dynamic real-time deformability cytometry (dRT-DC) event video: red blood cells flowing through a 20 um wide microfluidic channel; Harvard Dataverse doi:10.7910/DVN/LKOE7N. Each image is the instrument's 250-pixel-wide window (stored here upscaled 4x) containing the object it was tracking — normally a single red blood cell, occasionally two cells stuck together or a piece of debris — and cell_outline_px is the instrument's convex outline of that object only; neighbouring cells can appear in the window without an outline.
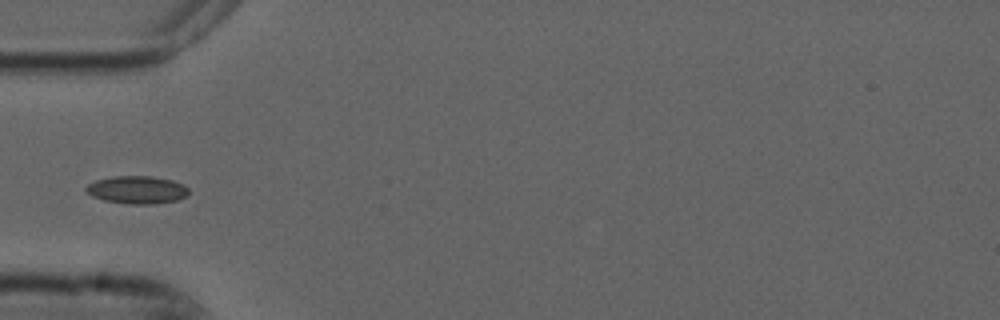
{"species": "common noctule bat (a hibernating species)", "species_latin": "Nyctalus noctula", "temperature_condition": "cold", "stored_images_in_passage": 8, "camera_frame_rate_fps": 3000, "um_per_image_px": 0.085, "animal": {"sex": "male", "forearm_length_mm": 52.5}, "frame": {"image": 1, "passage_image": 5, "time_ms": 1.333, "image_size_px": [1000, 320], "cell_outline_px": [[188, 196], [176, 200], [156, 204], [132, 204], [104, 200], [92, 196], [84, 188], [88, 184], [96, 180], [112, 176], [152, 176], [172, 180], [184, 184], [188, 188]], "centroid_in_image_um": [11.67, 16.13], "position_along_channel_um": 73.3, "area_um2": 16.65}}
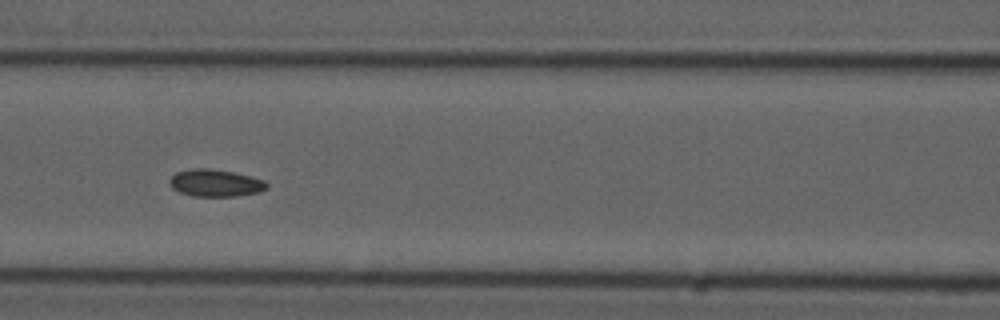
{"frame": {"image": 2, "passage_image": 7, "time_ms": 2.0, "image_size_px": [1000, 320], "cell_outline_px": [[268, 188], [260, 192], [236, 196], [192, 196], [180, 192], [172, 188], [168, 184], [168, 180], [176, 172], [192, 168], [212, 168], [252, 176], [264, 180], [268, 184]], "centroid_in_image_um": [18.3, 15.55], "position_along_channel_um": 148.3, "area_um2": 15.61}}
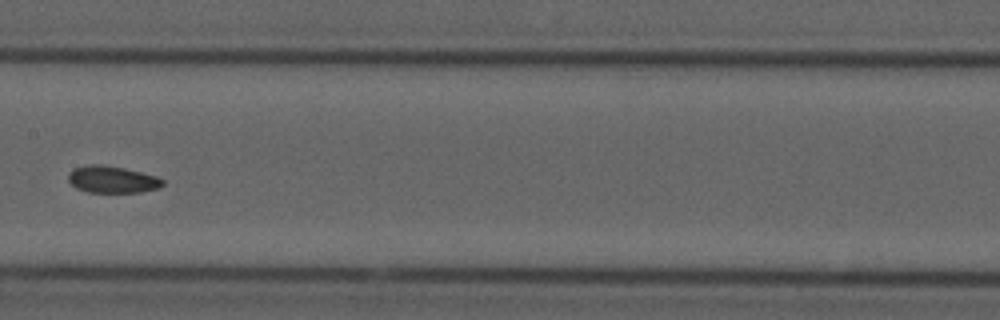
{"frame": {"image": 3, "passage_image": 8, "time_ms": 2.333, "image_size_px": [1000, 320], "cell_outline_px": [[164, 184], [160, 188], [140, 192], [88, 192], [76, 188], [68, 180], [68, 172], [72, 168], [88, 164], [100, 164], [124, 168], [156, 176], [164, 180]], "centroid_in_image_um": [9.52, 15.25], "position_along_channel_um": 197.9, "area_um2": 14.91}}